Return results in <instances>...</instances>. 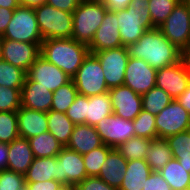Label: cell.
<instances>
[{"label":"cell","instance_id":"obj_1","mask_svg":"<svg viewBox=\"0 0 190 190\" xmlns=\"http://www.w3.org/2000/svg\"><path fill=\"white\" fill-rule=\"evenodd\" d=\"M126 48L129 57L144 60L155 70L181 61L182 51L171 43L159 28L146 30L137 42Z\"/></svg>","mask_w":190,"mask_h":190},{"label":"cell","instance_id":"obj_2","mask_svg":"<svg viewBox=\"0 0 190 190\" xmlns=\"http://www.w3.org/2000/svg\"><path fill=\"white\" fill-rule=\"evenodd\" d=\"M89 47L72 38L43 40L40 55L73 78L89 54Z\"/></svg>","mask_w":190,"mask_h":190},{"label":"cell","instance_id":"obj_3","mask_svg":"<svg viewBox=\"0 0 190 190\" xmlns=\"http://www.w3.org/2000/svg\"><path fill=\"white\" fill-rule=\"evenodd\" d=\"M148 0H132L126 9L116 11L123 46L135 43L153 26Z\"/></svg>","mask_w":190,"mask_h":190},{"label":"cell","instance_id":"obj_4","mask_svg":"<svg viewBox=\"0 0 190 190\" xmlns=\"http://www.w3.org/2000/svg\"><path fill=\"white\" fill-rule=\"evenodd\" d=\"M107 11L99 0H81L72 13V39L88 46L102 24Z\"/></svg>","mask_w":190,"mask_h":190},{"label":"cell","instance_id":"obj_5","mask_svg":"<svg viewBox=\"0 0 190 190\" xmlns=\"http://www.w3.org/2000/svg\"><path fill=\"white\" fill-rule=\"evenodd\" d=\"M37 24L43 40L72 38L73 15L45 3L34 7Z\"/></svg>","mask_w":190,"mask_h":190},{"label":"cell","instance_id":"obj_6","mask_svg":"<svg viewBox=\"0 0 190 190\" xmlns=\"http://www.w3.org/2000/svg\"><path fill=\"white\" fill-rule=\"evenodd\" d=\"M72 80L78 94L87 97L100 95L109 91L100 61L91 53L83 60L81 67Z\"/></svg>","mask_w":190,"mask_h":190},{"label":"cell","instance_id":"obj_7","mask_svg":"<svg viewBox=\"0 0 190 190\" xmlns=\"http://www.w3.org/2000/svg\"><path fill=\"white\" fill-rule=\"evenodd\" d=\"M3 39L22 41L27 43H42L37 18L32 7L18 6L13 13Z\"/></svg>","mask_w":190,"mask_h":190},{"label":"cell","instance_id":"obj_8","mask_svg":"<svg viewBox=\"0 0 190 190\" xmlns=\"http://www.w3.org/2000/svg\"><path fill=\"white\" fill-rule=\"evenodd\" d=\"M158 28L179 50L190 44V12L182 0Z\"/></svg>","mask_w":190,"mask_h":190},{"label":"cell","instance_id":"obj_9","mask_svg":"<svg viewBox=\"0 0 190 190\" xmlns=\"http://www.w3.org/2000/svg\"><path fill=\"white\" fill-rule=\"evenodd\" d=\"M157 138L166 139L169 136L190 130V114L177 100L155 115Z\"/></svg>","mask_w":190,"mask_h":190},{"label":"cell","instance_id":"obj_10","mask_svg":"<svg viewBox=\"0 0 190 190\" xmlns=\"http://www.w3.org/2000/svg\"><path fill=\"white\" fill-rule=\"evenodd\" d=\"M100 61L107 87L123 85L129 54L125 46L93 53Z\"/></svg>","mask_w":190,"mask_h":190},{"label":"cell","instance_id":"obj_11","mask_svg":"<svg viewBox=\"0 0 190 190\" xmlns=\"http://www.w3.org/2000/svg\"><path fill=\"white\" fill-rule=\"evenodd\" d=\"M71 80L69 76L53 63L39 55L27 71L25 81H35L49 91L54 92Z\"/></svg>","mask_w":190,"mask_h":190},{"label":"cell","instance_id":"obj_12","mask_svg":"<svg viewBox=\"0 0 190 190\" xmlns=\"http://www.w3.org/2000/svg\"><path fill=\"white\" fill-rule=\"evenodd\" d=\"M95 128L103 143L112 148H117L135 136L133 121L114 114L99 121Z\"/></svg>","mask_w":190,"mask_h":190},{"label":"cell","instance_id":"obj_13","mask_svg":"<svg viewBox=\"0 0 190 190\" xmlns=\"http://www.w3.org/2000/svg\"><path fill=\"white\" fill-rule=\"evenodd\" d=\"M156 73L144 60L129 57L123 85L143 95L156 86Z\"/></svg>","mask_w":190,"mask_h":190},{"label":"cell","instance_id":"obj_14","mask_svg":"<svg viewBox=\"0 0 190 190\" xmlns=\"http://www.w3.org/2000/svg\"><path fill=\"white\" fill-rule=\"evenodd\" d=\"M190 83V72L183 61L157 70L156 87L167 92L173 100L182 95Z\"/></svg>","mask_w":190,"mask_h":190},{"label":"cell","instance_id":"obj_15","mask_svg":"<svg viewBox=\"0 0 190 190\" xmlns=\"http://www.w3.org/2000/svg\"><path fill=\"white\" fill-rule=\"evenodd\" d=\"M58 159V182L63 186H75L87 176L82 155L63 147L56 156Z\"/></svg>","mask_w":190,"mask_h":190},{"label":"cell","instance_id":"obj_16","mask_svg":"<svg viewBox=\"0 0 190 190\" xmlns=\"http://www.w3.org/2000/svg\"><path fill=\"white\" fill-rule=\"evenodd\" d=\"M41 44L3 39L2 60L23 69L27 73L40 55Z\"/></svg>","mask_w":190,"mask_h":190},{"label":"cell","instance_id":"obj_17","mask_svg":"<svg viewBox=\"0 0 190 190\" xmlns=\"http://www.w3.org/2000/svg\"><path fill=\"white\" fill-rule=\"evenodd\" d=\"M113 114L133 121L143 109L142 97L128 86L120 85L109 89Z\"/></svg>","mask_w":190,"mask_h":190},{"label":"cell","instance_id":"obj_18","mask_svg":"<svg viewBox=\"0 0 190 190\" xmlns=\"http://www.w3.org/2000/svg\"><path fill=\"white\" fill-rule=\"evenodd\" d=\"M119 24L115 12L107 11L102 24L88 45L91 54L112 48L122 47Z\"/></svg>","mask_w":190,"mask_h":190},{"label":"cell","instance_id":"obj_19","mask_svg":"<svg viewBox=\"0 0 190 190\" xmlns=\"http://www.w3.org/2000/svg\"><path fill=\"white\" fill-rule=\"evenodd\" d=\"M18 130L22 138L29 139L48 131L47 112L20 107L17 111Z\"/></svg>","mask_w":190,"mask_h":190},{"label":"cell","instance_id":"obj_20","mask_svg":"<svg viewBox=\"0 0 190 190\" xmlns=\"http://www.w3.org/2000/svg\"><path fill=\"white\" fill-rule=\"evenodd\" d=\"M53 92L35 81H25L21 89V106L36 111L51 110Z\"/></svg>","mask_w":190,"mask_h":190},{"label":"cell","instance_id":"obj_21","mask_svg":"<svg viewBox=\"0 0 190 190\" xmlns=\"http://www.w3.org/2000/svg\"><path fill=\"white\" fill-rule=\"evenodd\" d=\"M102 145L104 143L97 133L95 126L77 124L66 147L78 152L80 155H84Z\"/></svg>","mask_w":190,"mask_h":190},{"label":"cell","instance_id":"obj_22","mask_svg":"<svg viewBox=\"0 0 190 190\" xmlns=\"http://www.w3.org/2000/svg\"><path fill=\"white\" fill-rule=\"evenodd\" d=\"M34 158L28 139L18 137L8 144L7 170L24 175Z\"/></svg>","mask_w":190,"mask_h":190},{"label":"cell","instance_id":"obj_23","mask_svg":"<svg viewBox=\"0 0 190 190\" xmlns=\"http://www.w3.org/2000/svg\"><path fill=\"white\" fill-rule=\"evenodd\" d=\"M127 163L128 161L117 151V149L113 148L108 153L98 177L118 190L125 177L124 173L127 170Z\"/></svg>","mask_w":190,"mask_h":190},{"label":"cell","instance_id":"obj_24","mask_svg":"<svg viewBox=\"0 0 190 190\" xmlns=\"http://www.w3.org/2000/svg\"><path fill=\"white\" fill-rule=\"evenodd\" d=\"M26 183L58 181V159L54 157L34 158L27 172L24 174Z\"/></svg>","mask_w":190,"mask_h":190},{"label":"cell","instance_id":"obj_25","mask_svg":"<svg viewBox=\"0 0 190 190\" xmlns=\"http://www.w3.org/2000/svg\"><path fill=\"white\" fill-rule=\"evenodd\" d=\"M152 170L145 159L128 161L124 179L118 190H143Z\"/></svg>","mask_w":190,"mask_h":190},{"label":"cell","instance_id":"obj_26","mask_svg":"<svg viewBox=\"0 0 190 190\" xmlns=\"http://www.w3.org/2000/svg\"><path fill=\"white\" fill-rule=\"evenodd\" d=\"M159 173L171 190H190V168L180 165L177 159L172 158Z\"/></svg>","mask_w":190,"mask_h":190},{"label":"cell","instance_id":"obj_27","mask_svg":"<svg viewBox=\"0 0 190 190\" xmlns=\"http://www.w3.org/2000/svg\"><path fill=\"white\" fill-rule=\"evenodd\" d=\"M113 114L109 92L88 97L86 104V124L96 126L99 121Z\"/></svg>","mask_w":190,"mask_h":190},{"label":"cell","instance_id":"obj_28","mask_svg":"<svg viewBox=\"0 0 190 190\" xmlns=\"http://www.w3.org/2000/svg\"><path fill=\"white\" fill-rule=\"evenodd\" d=\"M48 131L57 141L66 147L70 141L75 124L66 116V113L50 110L47 112Z\"/></svg>","mask_w":190,"mask_h":190},{"label":"cell","instance_id":"obj_29","mask_svg":"<svg viewBox=\"0 0 190 190\" xmlns=\"http://www.w3.org/2000/svg\"><path fill=\"white\" fill-rule=\"evenodd\" d=\"M172 151L166 139H153L150 147L145 155V161L148 163L152 171H159L171 159Z\"/></svg>","mask_w":190,"mask_h":190},{"label":"cell","instance_id":"obj_30","mask_svg":"<svg viewBox=\"0 0 190 190\" xmlns=\"http://www.w3.org/2000/svg\"><path fill=\"white\" fill-rule=\"evenodd\" d=\"M28 141L36 158L57 156L63 148L49 131L31 137Z\"/></svg>","mask_w":190,"mask_h":190},{"label":"cell","instance_id":"obj_31","mask_svg":"<svg viewBox=\"0 0 190 190\" xmlns=\"http://www.w3.org/2000/svg\"><path fill=\"white\" fill-rule=\"evenodd\" d=\"M141 97L143 110L153 115H158L173 100L167 92L156 86Z\"/></svg>","mask_w":190,"mask_h":190},{"label":"cell","instance_id":"obj_32","mask_svg":"<svg viewBox=\"0 0 190 190\" xmlns=\"http://www.w3.org/2000/svg\"><path fill=\"white\" fill-rule=\"evenodd\" d=\"M151 141L148 138L134 136L120 144L116 149L127 161L145 159Z\"/></svg>","mask_w":190,"mask_h":190},{"label":"cell","instance_id":"obj_33","mask_svg":"<svg viewBox=\"0 0 190 190\" xmlns=\"http://www.w3.org/2000/svg\"><path fill=\"white\" fill-rule=\"evenodd\" d=\"M27 73L18 67L0 60V86L12 89H22Z\"/></svg>","mask_w":190,"mask_h":190},{"label":"cell","instance_id":"obj_34","mask_svg":"<svg viewBox=\"0 0 190 190\" xmlns=\"http://www.w3.org/2000/svg\"><path fill=\"white\" fill-rule=\"evenodd\" d=\"M77 95L78 91L71 79L68 83L53 92L51 110L66 113Z\"/></svg>","mask_w":190,"mask_h":190},{"label":"cell","instance_id":"obj_35","mask_svg":"<svg viewBox=\"0 0 190 190\" xmlns=\"http://www.w3.org/2000/svg\"><path fill=\"white\" fill-rule=\"evenodd\" d=\"M112 147L102 145L82 155L88 177H98L102 165L105 163L108 153Z\"/></svg>","mask_w":190,"mask_h":190},{"label":"cell","instance_id":"obj_36","mask_svg":"<svg viewBox=\"0 0 190 190\" xmlns=\"http://www.w3.org/2000/svg\"><path fill=\"white\" fill-rule=\"evenodd\" d=\"M151 20L155 28L160 27L181 0H148Z\"/></svg>","mask_w":190,"mask_h":190},{"label":"cell","instance_id":"obj_37","mask_svg":"<svg viewBox=\"0 0 190 190\" xmlns=\"http://www.w3.org/2000/svg\"><path fill=\"white\" fill-rule=\"evenodd\" d=\"M133 126L135 137L157 139L155 115L142 109L140 114L133 120Z\"/></svg>","mask_w":190,"mask_h":190},{"label":"cell","instance_id":"obj_38","mask_svg":"<svg viewBox=\"0 0 190 190\" xmlns=\"http://www.w3.org/2000/svg\"><path fill=\"white\" fill-rule=\"evenodd\" d=\"M18 137L17 112H0V142L10 144Z\"/></svg>","mask_w":190,"mask_h":190},{"label":"cell","instance_id":"obj_39","mask_svg":"<svg viewBox=\"0 0 190 190\" xmlns=\"http://www.w3.org/2000/svg\"><path fill=\"white\" fill-rule=\"evenodd\" d=\"M175 159L190 158V130L166 138Z\"/></svg>","mask_w":190,"mask_h":190},{"label":"cell","instance_id":"obj_40","mask_svg":"<svg viewBox=\"0 0 190 190\" xmlns=\"http://www.w3.org/2000/svg\"><path fill=\"white\" fill-rule=\"evenodd\" d=\"M21 107V89L0 86V112H17Z\"/></svg>","mask_w":190,"mask_h":190},{"label":"cell","instance_id":"obj_41","mask_svg":"<svg viewBox=\"0 0 190 190\" xmlns=\"http://www.w3.org/2000/svg\"><path fill=\"white\" fill-rule=\"evenodd\" d=\"M86 104L88 97L78 94L66 111V116L75 124H86Z\"/></svg>","mask_w":190,"mask_h":190},{"label":"cell","instance_id":"obj_42","mask_svg":"<svg viewBox=\"0 0 190 190\" xmlns=\"http://www.w3.org/2000/svg\"><path fill=\"white\" fill-rule=\"evenodd\" d=\"M25 185L23 174L9 170L0 171V188L2 190H20Z\"/></svg>","mask_w":190,"mask_h":190},{"label":"cell","instance_id":"obj_43","mask_svg":"<svg viewBox=\"0 0 190 190\" xmlns=\"http://www.w3.org/2000/svg\"><path fill=\"white\" fill-rule=\"evenodd\" d=\"M74 190H117L99 177H86L74 186Z\"/></svg>","mask_w":190,"mask_h":190},{"label":"cell","instance_id":"obj_44","mask_svg":"<svg viewBox=\"0 0 190 190\" xmlns=\"http://www.w3.org/2000/svg\"><path fill=\"white\" fill-rule=\"evenodd\" d=\"M143 190H171V188L159 171H152L144 184Z\"/></svg>","mask_w":190,"mask_h":190},{"label":"cell","instance_id":"obj_45","mask_svg":"<svg viewBox=\"0 0 190 190\" xmlns=\"http://www.w3.org/2000/svg\"><path fill=\"white\" fill-rule=\"evenodd\" d=\"M81 0H47V4L53 6L56 9L64 10L69 13L77 8Z\"/></svg>","mask_w":190,"mask_h":190},{"label":"cell","instance_id":"obj_46","mask_svg":"<svg viewBox=\"0 0 190 190\" xmlns=\"http://www.w3.org/2000/svg\"><path fill=\"white\" fill-rule=\"evenodd\" d=\"M28 190H60L63 185L56 180L26 183Z\"/></svg>","mask_w":190,"mask_h":190},{"label":"cell","instance_id":"obj_47","mask_svg":"<svg viewBox=\"0 0 190 190\" xmlns=\"http://www.w3.org/2000/svg\"><path fill=\"white\" fill-rule=\"evenodd\" d=\"M108 11L116 12L126 9L132 0H99Z\"/></svg>","mask_w":190,"mask_h":190},{"label":"cell","instance_id":"obj_48","mask_svg":"<svg viewBox=\"0 0 190 190\" xmlns=\"http://www.w3.org/2000/svg\"><path fill=\"white\" fill-rule=\"evenodd\" d=\"M14 10L0 7V35H3L12 19Z\"/></svg>","mask_w":190,"mask_h":190},{"label":"cell","instance_id":"obj_49","mask_svg":"<svg viewBox=\"0 0 190 190\" xmlns=\"http://www.w3.org/2000/svg\"><path fill=\"white\" fill-rule=\"evenodd\" d=\"M8 166V144L0 142V171L7 170Z\"/></svg>","mask_w":190,"mask_h":190},{"label":"cell","instance_id":"obj_50","mask_svg":"<svg viewBox=\"0 0 190 190\" xmlns=\"http://www.w3.org/2000/svg\"><path fill=\"white\" fill-rule=\"evenodd\" d=\"M180 105L190 114V83L186 91L176 99Z\"/></svg>","mask_w":190,"mask_h":190},{"label":"cell","instance_id":"obj_51","mask_svg":"<svg viewBox=\"0 0 190 190\" xmlns=\"http://www.w3.org/2000/svg\"><path fill=\"white\" fill-rule=\"evenodd\" d=\"M20 6H25V7H37L40 5H43L47 2V0H18Z\"/></svg>","mask_w":190,"mask_h":190},{"label":"cell","instance_id":"obj_52","mask_svg":"<svg viewBox=\"0 0 190 190\" xmlns=\"http://www.w3.org/2000/svg\"><path fill=\"white\" fill-rule=\"evenodd\" d=\"M181 60L190 72V44L182 51Z\"/></svg>","mask_w":190,"mask_h":190},{"label":"cell","instance_id":"obj_53","mask_svg":"<svg viewBox=\"0 0 190 190\" xmlns=\"http://www.w3.org/2000/svg\"><path fill=\"white\" fill-rule=\"evenodd\" d=\"M19 6L18 0H0V7L15 10Z\"/></svg>","mask_w":190,"mask_h":190},{"label":"cell","instance_id":"obj_54","mask_svg":"<svg viewBox=\"0 0 190 190\" xmlns=\"http://www.w3.org/2000/svg\"><path fill=\"white\" fill-rule=\"evenodd\" d=\"M180 165H184L187 168H190V158L187 159H177Z\"/></svg>","mask_w":190,"mask_h":190},{"label":"cell","instance_id":"obj_55","mask_svg":"<svg viewBox=\"0 0 190 190\" xmlns=\"http://www.w3.org/2000/svg\"><path fill=\"white\" fill-rule=\"evenodd\" d=\"M2 45H3V37L0 35V60H2Z\"/></svg>","mask_w":190,"mask_h":190},{"label":"cell","instance_id":"obj_56","mask_svg":"<svg viewBox=\"0 0 190 190\" xmlns=\"http://www.w3.org/2000/svg\"><path fill=\"white\" fill-rule=\"evenodd\" d=\"M183 3L187 6V9L189 10L190 12V0H182Z\"/></svg>","mask_w":190,"mask_h":190},{"label":"cell","instance_id":"obj_57","mask_svg":"<svg viewBox=\"0 0 190 190\" xmlns=\"http://www.w3.org/2000/svg\"><path fill=\"white\" fill-rule=\"evenodd\" d=\"M60 190H74V186H63Z\"/></svg>","mask_w":190,"mask_h":190},{"label":"cell","instance_id":"obj_58","mask_svg":"<svg viewBox=\"0 0 190 190\" xmlns=\"http://www.w3.org/2000/svg\"><path fill=\"white\" fill-rule=\"evenodd\" d=\"M20 190H28L27 186L25 185L24 187H22Z\"/></svg>","mask_w":190,"mask_h":190}]
</instances>
